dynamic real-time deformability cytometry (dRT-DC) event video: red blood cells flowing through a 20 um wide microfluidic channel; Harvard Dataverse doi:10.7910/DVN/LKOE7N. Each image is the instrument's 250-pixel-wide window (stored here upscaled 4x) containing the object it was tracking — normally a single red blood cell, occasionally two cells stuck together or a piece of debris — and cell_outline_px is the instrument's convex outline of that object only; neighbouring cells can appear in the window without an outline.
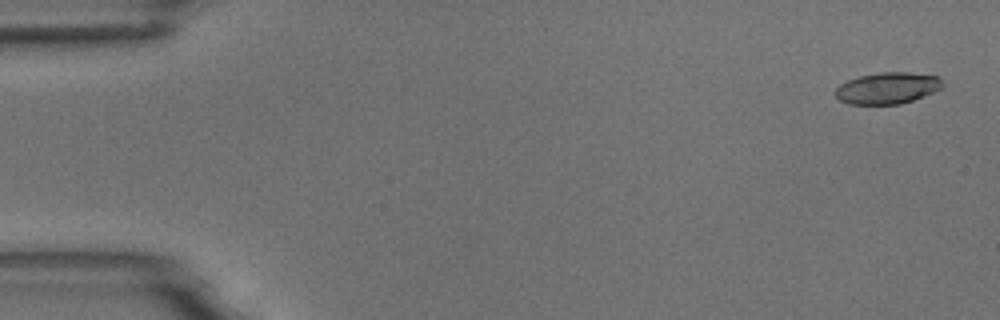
{"species": "common noctule bat (a hibernating species)", "species_latin": "Nyctalus noctula", "temperature_condition": "room temperature", "stored_images_in_passage": 4, "camera_frame_rate_fps": 3000, "um_per_image_px": 0.085, "animal": {"sex": "male", "body_mass_g": 18.8}, "frame": {"image": 1, "passage_image": 1, "time_ms": 0.0, "image_size_px": [1000, 320], "cell_outline_px": [[944, 84], [940, 88], [932, 92], [912, 100], [900, 104], [848, 104], [840, 100], [836, 96], [836, 88], [840, 84], [848, 80], [860, 76], [880, 72], [908, 72], [940, 76]], "centroid_in_image_um": [75.44, 7.48], "position_along_channel_um": 9.6, "area_um2": 19.54}}
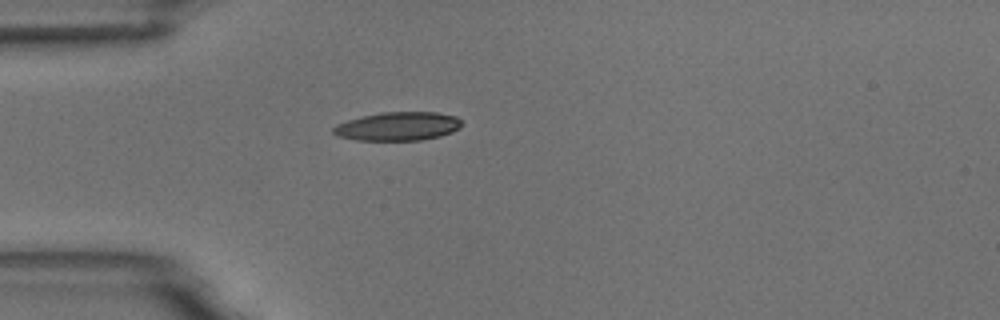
{"frame": {"image": 2, "passage_image": 4, "time_ms": 4.333, "image_size_px": [1000, 320], "cell_outline_px": [[464, 124], [460, 128], [452, 132], [440, 136], [420, 140], [356, 140], [336, 136], [332, 132], [332, 128], [336, 124], [360, 116], [380, 112], [436, 112], [456, 116]], "centroid_in_image_um": [33.81, 10.73], "position_along_channel_um": 51.2, "area_um2": 21.62}}